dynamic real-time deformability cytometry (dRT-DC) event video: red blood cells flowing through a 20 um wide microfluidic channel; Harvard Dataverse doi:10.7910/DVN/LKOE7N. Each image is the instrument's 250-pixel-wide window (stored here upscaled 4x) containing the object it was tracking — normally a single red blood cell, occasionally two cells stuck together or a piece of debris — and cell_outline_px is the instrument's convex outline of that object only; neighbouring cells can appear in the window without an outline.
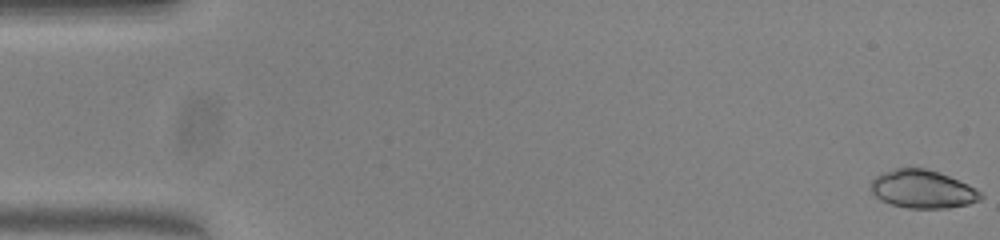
{"species": "common noctule bat (a hibernating species)", "species_latin": "Nyctalus noctula", "temperature_condition": "warm", "stored_images_in_passage": 54, "camera_frame_rate_fps": 3000, "um_per_image_px": 0.085, "animal": {"sex": "female", "body_mass_g": 23.0, "forearm_length_mm": 53.4}, "frame": {"image": 1, "passage_image": 1, "time_ms": 0.0, "image_size_px": [1000, 240], "cell_outline_px": [[984, 196], [980, 200], [968, 204], [948, 208], [908, 208], [892, 204], [880, 200], [872, 192], [872, 180], [876, 176], [884, 172], [896, 168], [924, 168], [948, 176], [968, 184], [976, 188]], "centroid_in_image_um": [78.44, 16.09], "position_along_channel_um": 6.6, "area_um2": 24.16}}
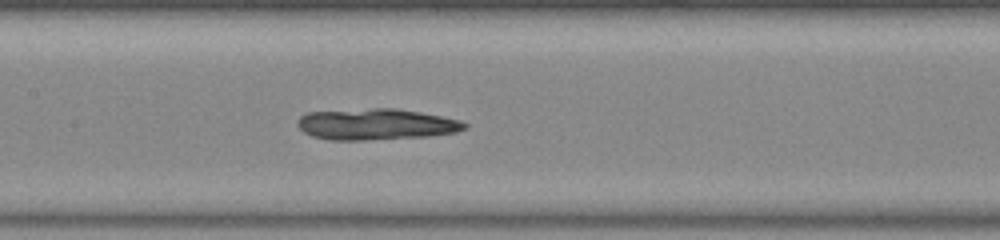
{"frame": {"image": 2, "passage_image": 26, "time_ms": 8.333, "image_size_px": [1000, 240], "cell_outline_px": [[468, 128], [456, 132], [428, 136], [364, 140], [328, 140], [312, 136], [304, 132], [296, 124], [296, 120], [300, 116], [308, 112], [372, 108], [396, 108], [420, 112], [460, 120], [468, 124]], "centroid_in_image_um": [31.95, 10.56], "position_along_channel_um": 175.5, "area_um2": 30.46}}
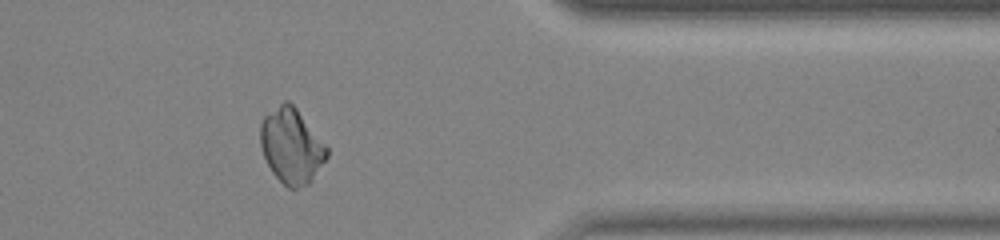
{"frame": {"image": 3, "passage_image": 44, "time_ms": 14.333, "image_size_px": [1000, 240], "cell_outline_px": [[328, 156], [312, 180], [308, 184], [296, 188], [288, 188], [272, 172], [264, 156], [260, 144], [260, 124], [264, 116], [284, 100], [288, 100], [296, 108], [328, 148]], "centroid_in_image_um": [24.76, 12.4], "position_along_channel_um": 386.6, "area_um2": 28.73}, "authors_computed_cell_mechanics": {"area_um2": 28.7266, "velocity_mm_per_s": 3.8313, "shape_relaxation_time_tau1_ms": 7.0821, "shape_relaxation_time_tau2_ms": 8.3397, "deformation_change_tau1": 0.2964, "deformation_change_tau2": 0.1038}}